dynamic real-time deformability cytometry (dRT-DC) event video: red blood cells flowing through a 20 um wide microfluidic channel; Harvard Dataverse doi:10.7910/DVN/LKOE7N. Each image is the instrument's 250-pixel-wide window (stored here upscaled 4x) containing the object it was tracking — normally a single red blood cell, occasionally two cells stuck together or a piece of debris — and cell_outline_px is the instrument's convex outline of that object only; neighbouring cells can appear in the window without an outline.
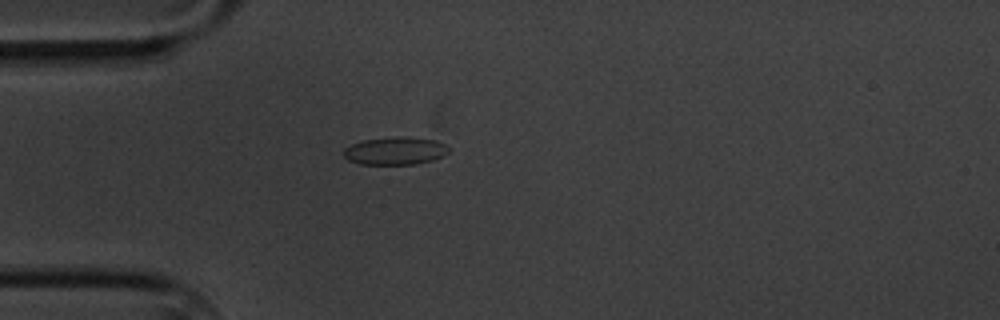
{"species": "common noctule bat (a hibernating species)", "species_latin": "Nyctalus noctula", "temperature_condition": "cold", "stored_images_in_passage": 2, "camera_frame_rate_fps": 3000, "um_per_image_px": 0.085, "animal": {"sex": "male", "body_mass_g": 20.1, "forearm_length_mm": 53.5}, "frame": {"image": 1, "passage_image": 1, "time_ms": 0.0, "image_size_px": [1000, 320], "cell_outline_px": [[448, 152], [432, 160], [416, 164], [360, 164], [348, 160], [344, 156], [344, 148], [352, 144], [364, 140], [400, 136], [436, 140], [444, 144], [448, 148]], "centroid_in_image_um": [33.57, 12.82], "position_along_channel_um": 51.4, "area_um2": 16.76}}